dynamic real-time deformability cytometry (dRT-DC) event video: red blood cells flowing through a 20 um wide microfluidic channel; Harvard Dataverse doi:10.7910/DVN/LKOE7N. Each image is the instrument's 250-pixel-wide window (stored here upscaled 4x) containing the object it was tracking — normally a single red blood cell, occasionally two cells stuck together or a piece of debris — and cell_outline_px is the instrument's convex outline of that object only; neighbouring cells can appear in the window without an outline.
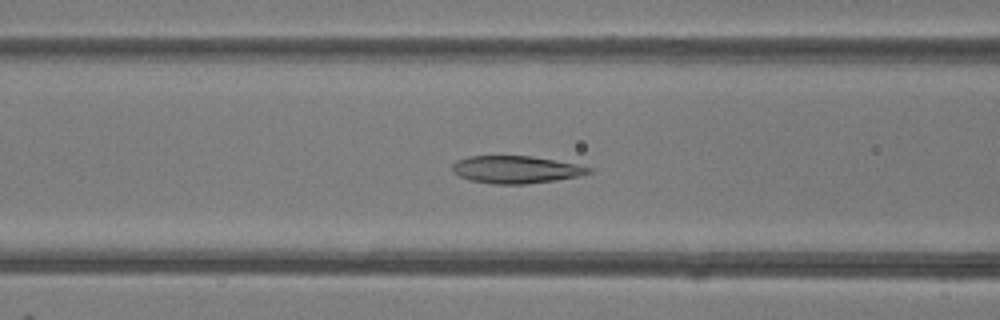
{"species": "common noctule bat (a hibernating species)", "species_latin": "Nyctalus noctula", "temperature_condition": "room temperature", "stored_images_in_passage": 50, "camera_frame_rate_fps": 3000, "um_per_image_px": 0.085, "animal": {"sex": "female"}, "frame": {"image": 1, "passage_image": 20, "time_ms": 6.333, "image_size_px": [1000, 320], "cell_outline_px": [[592, 172], [580, 176], [556, 180], [528, 184], [492, 184], [468, 180], [452, 172], [452, 164], [456, 160], [468, 156], [532, 156], [576, 164], [592, 168]], "centroid_in_image_um": [43.83, 14.42], "position_along_channel_um": 122.8, "area_um2": 21.96}}
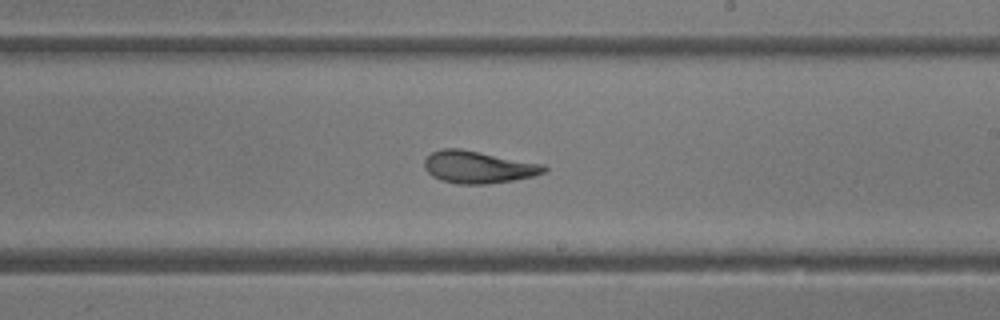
{"frame": {"image": 2, "passage_image": 29, "time_ms": 9.333, "image_size_px": [1000, 320], "cell_outline_px": [[548, 168], [544, 172], [532, 176], [512, 180], [488, 184], [456, 184], [440, 180], [432, 176], [424, 168], [424, 160], [432, 152], [440, 148], [460, 148], [544, 164]], "centroid_in_image_um": [40.61, 14.2], "position_along_channel_um": 248.4, "area_um2": 22.54}}
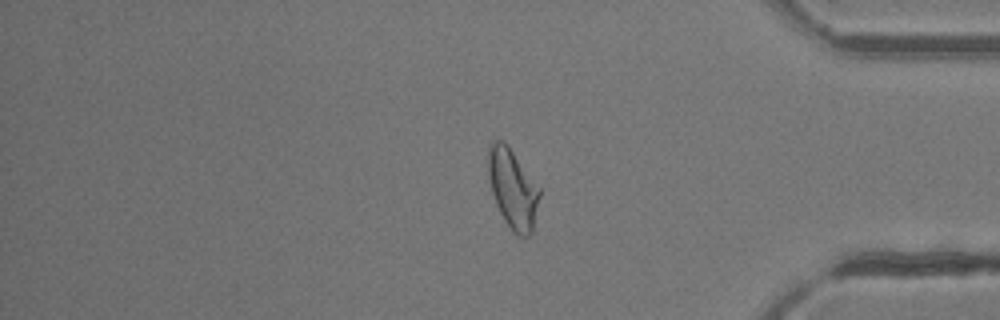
{"frame": {"image": 3, "passage_image": 41, "time_ms": 13.333, "image_size_px": [1000, 320], "cell_outline_px": [[540, 196], [532, 232], [528, 236], [520, 236], [512, 232], [504, 220], [496, 204], [492, 192], [488, 176], [488, 148], [492, 140], [504, 140], [540, 188]], "centroid_in_image_um": [43.57, 16.03], "position_along_channel_um": 391.6, "area_um2": 23.7}, "authors_computed_cell_mechanics": {"area_um2": 23.8136, "velocity_mm_per_s": 4.187, "shape_relaxation_time_tau1_ms": 5.2988, "shape_relaxation_time_tau2_ms": 2.3451, "deformation_change_tau1": 0.1689, "deformation_change_tau2": 0.0782}}